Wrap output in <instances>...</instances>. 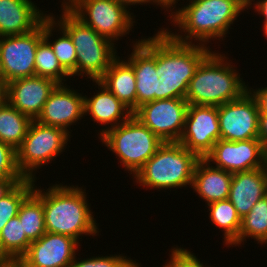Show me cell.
Wrapping results in <instances>:
<instances>
[{
  "label": "cell",
  "mask_w": 267,
  "mask_h": 267,
  "mask_svg": "<svg viewBox=\"0 0 267 267\" xmlns=\"http://www.w3.org/2000/svg\"><path fill=\"white\" fill-rule=\"evenodd\" d=\"M159 29L153 37L140 40L156 56L158 100L185 99L189 81L212 49L209 45L177 42L163 28Z\"/></svg>",
  "instance_id": "1"
},
{
  "label": "cell",
  "mask_w": 267,
  "mask_h": 267,
  "mask_svg": "<svg viewBox=\"0 0 267 267\" xmlns=\"http://www.w3.org/2000/svg\"><path fill=\"white\" fill-rule=\"evenodd\" d=\"M186 6L174 9L170 23L178 27L175 33L163 28L174 40L207 46L213 39L223 40L234 21L245 10L234 0H187ZM184 34H183V33ZM180 33V34H179ZM195 38V39H194ZM194 39V42H193Z\"/></svg>",
  "instance_id": "2"
},
{
  "label": "cell",
  "mask_w": 267,
  "mask_h": 267,
  "mask_svg": "<svg viewBox=\"0 0 267 267\" xmlns=\"http://www.w3.org/2000/svg\"><path fill=\"white\" fill-rule=\"evenodd\" d=\"M35 182L33 192L43 203L46 232L67 235L79 243L83 235H92V238L99 235V224L83 186L55 183L45 190L37 188Z\"/></svg>",
  "instance_id": "3"
},
{
  "label": "cell",
  "mask_w": 267,
  "mask_h": 267,
  "mask_svg": "<svg viewBox=\"0 0 267 267\" xmlns=\"http://www.w3.org/2000/svg\"><path fill=\"white\" fill-rule=\"evenodd\" d=\"M225 56L212 51L201 62L188 84L185 96L188 104L220 106L248 91V84Z\"/></svg>",
  "instance_id": "4"
},
{
  "label": "cell",
  "mask_w": 267,
  "mask_h": 267,
  "mask_svg": "<svg viewBox=\"0 0 267 267\" xmlns=\"http://www.w3.org/2000/svg\"><path fill=\"white\" fill-rule=\"evenodd\" d=\"M60 17L50 16L71 37L77 52L76 74L99 81L111 62L118 56L115 44L85 25L65 5H61ZM59 18V19H58ZM117 54V55H116Z\"/></svg>",
  "instance_id": "5"
},
{
  "label": "cell",
  "mask_w": 267,
  "mask_h": 267,
  "mask_svg": "<svg viewBox=\"0 0 267 267\" xmlns=\"http://www.w3.org/2000/svg\"><path fill=\"white\" fill-rule=\"evenodd\" d=\"M200 158L179 142H164L132 177L149 190L181 189L192 186L194 169Z\"/></svg>",
  "instance_id": "6"
},
{
  "label": "cell",
  "mask_w": 267,
  "mask_h": 267,
  "mask_svg": "<svg viewBox=\"0 0 267 267\" xmlns=\"http://www.w3.org/2000/svg\"><path fill=\"white\" fill-rule=\"evenodd\" d=\"M115 153L122 167L134 177L164 143L133 115L125 122L107 130L100 138Z\"/></svg>",
  "instance_id": "7"
},
{
  "label": "cell",
  "mask_w": 267,
  "mask_h": 267,
  "mask_svg": "<svg viewBox=\"0 0 267 267\" xmlns=\"http://www.w3.org/2000/svg\"><path fill=\"white\" fill-rule=\"evenodd\" d=\"M70 136L62 128L46 126L33 120L22 145L16 150L19 171L25 178L37 180V170L62 154L67 142L71 141Z\"/></svg>",
  "instance_id": "8"
},
{
  "label": "cell",
  "mask_w": 267,
  "mask_h": 267,
  "mask_svg": "<svg viewBox=\"0 0 267 267\" xmlns=\"http://www.w3.org/2000/svg\"><path fill=\"white\" fill-rule=\"evenodd\" d=\"M65 6L85 25L115 45L119 38L129 35L136 22L131 9L116 0H70Z\"/></svg>",
  "instance_id": "9"
},
{
  "label": "cell",
  "mask_w": 267,
  "mask_h": 267,
  "mask_svg": "<svg viewBox=\"0 0 267 267\" xmlns=\"http://www.w3.org/2000/svg\"><path fill=\"white\" fill-rule=\"evenodd\" d=\"M42 38L43 21L29 33L0 37V80L4 84L35 76V56Z\"/></svg>",
  "instance_id": "10"
},
{
  "label": "cell",
  "mask_w": 267,
  "mask_h": 267,
  "mask_svg": "<svg viewBox=\"0 0 267 267\" xmlns=\"http://www.w3.org/2000/svg\"><path fill=\"white\" fill-rule=\"evenodd\" d=\"M186 99H160L138 107L133 116L163 142H178L182 136L188 109Z\"/></svg>",
  "instance_id": "11"
},
{
  "label": "cell",
  "mask_w": 267,
  "mask_h": 267,
  "mask_svg": "<svg viewBox=\"0 0 267 267\" xmlns=\"http://www.w3.org/2000/svg\"><path fill=\"white\" fill-rule=\"evenodd\" d=\"M259 115L256 99L249 91L237 100L218 106L220 139L226 141L258 139Z\"/></svg>",
  "instance_id": "12"
},
{
  "label": "cell",
  "mask_w": 267,
  "mask_h": 267,
  "mask_svg": "<svg viewBox=\"0 0 267 267\" xmlns=\"http://www.w3.org/2000/svg\"><path fill=\"white\" fill-rule=\"evenodd\" d=\"M220 140L218 106L190 105L179 143L199 158H205Z\"/></svg>",
  "instance_id": "13"
},
{
  "label": "cell",
  "mask_w": 267,
  "mask_h": 267,
  "mask_svg": "<svg viewBox=\"0 0 267 267\" xmlns=\"http://www.w3.org/2000/svg\"><path fill=\"white\" fill-rule=\"evenodd\" d=\"M230 173L250 171L264 167V144L259 139L242 141L218 140L212 151L205 157Z\"/></svg>",
  "instance_id": "14"
},
{
  "label": "cell",
  "mask_w": 267,
  "mask_h": 267,
  "mask_svg": "<svg viewBox=\"0 0 267 267\" xmlns=\"http://www.w3.org/2000/svg\"><path fill=\"white\" fill-rule=\"evenodd\" d=\"M79 244L70 236L46 232L31 242L18 262L21 267H70L80 248Z\"/></svg>",
  "instance_id": "15"
},
{
  "label": "cell",
  "mask_w": 267,
  "mask_h": 267,
  "mask_svg": "<svg viewBox=\"0 0 267 267\" xmlns=\"http://www.w3.org/2000/svg\"><path fill=\"white\" fill-rule=\"evenodd\" d=\"M70 87L65 83L54 88L36 119L38 123L62 128L71 135L69 128L83 119L85 107L80 90Z\"/></svg>",
  "instance_id": "16"
},
{
  "label": "cell",
  "mask_w": 267,
  "mask_h": 267,
  "mask_svg": "<svg viewBox=\"0 0 267 267\" xmlns=\"http://www.w3.org/2000/svg\"><path fill=\"white\" fill-rule=\"evenodd\" d=\"M58 84L45 77H26L5 84L6 101L22 114L36 120Z\"/></svg>",
  "instance_id": "17"
},
{
  "label": "cell",
  "mask_w": 267,
  "mask_h": 267,
  "mask_svg": "<svg viewBox=\"0 0 267 267\" xmlns=\"http://www.w3.org/2000/svg\"><path fill=\"white\" fill-rule=\"evenodd\" d=\"M140 40L132 41L133 52L126 59L136 76V109L145 103L158 100L159 86L156 56Z\"/></svg>",
  "instance_id": "18"
},
{
  "label": "cell",
  "mask_w": 267,
  "mask_h": 267,
  "mask_svg": "<svg viewBox=\"0 0 267 267\" xmlns=\"http://www.w3.org/2000/svg\"><path fill=\"white\" fill-rule=\"evenodd\" d=\"M44 13L32 0H0V37L33 31L49 15Z\"/></svg>",
  "instance_id": "19"
},
{
  "label": "cell",
  "mask_w": 267,
  "mask_h": 267,
  "mask_svg": "<svg viewBox=\"0 0 267 267\" xmlns=\"http://www.w3.org/2000/svg\"><path fill=\"white\" fill-rule=\"evenodd\" d=\"M93 83L98 85L99 91L91 97L84 96V115H90L92 121L99 123V126L110 124L100 129L99 138L107 130L127 121L133 112L99 81Z\"/></svg>",
  "instance_id": "20"
},
{
  "label": "cell",
  "mask_w": 267,
  "mask_h": 267,
  "mask_svg": "<svg viewBox=\"0 0 267 267\" xmlns=\"http://www.w3.org/2000/svg\"><path fill=\"white\" fill-rule=\"evenodd\" d=\"M266 195L267 174L264 168L233 173L228 199L241 219Z\"/></svg>",
  "instance_id": "21"
},
{
  "label": "cell",
  "mask_w": 267,
  "mask_h": 267,
  "mask_svg": "<svg viewBox=\"0 0 267 267\" xmlns=\"http://www.w3.org/2000/svg\"><path fill=\"white\" fill-rule=\"evenodd\" d=\"M233 174L214 167L205 158L196 163L191 188L206 204L229 198Z\"/></svg>",
  "instance_id": "22"
},
{
  "label": "cell",
  "mask_w": 267,
  "mask_h": 267,
  "mask_svg": "<svg viewBox=\"0 0 267 267\" xmlns=\"http://www.w3.org/2000/svg\"><path fill=\"white\" fill-rule=\"evenodd\" d=\"M132 112L136 110V76L133 67L117 56L99 80Z\"/></svg>",
  "instance_id": "23"
},
{
  "label": "cell",
  "mask_w": 267,
  "mask_h": 267,
  "mask_svg": "<svg viewBox=\"0 0 267 267\" xmlns=\"http://www.w3.org/2000/svg\"><path fill=\"white\" fill-rule=\"evenodd\" d=\"M55 31H59L61 36L53 42L49 41ZM43 37L51 45L61 66L73 77L76 74V48L70 35L50 15L43 20Z\"/></svg>",
  "instance_id": "24"
},
{
  "label": "cell",
  "mask_w": 267,
  "mask_h": 267,
  "mask_svg": "<svg viewBox=\"0 0 267 267\" xmlns=\"http://www.w3.org/2000/svg\"><path fill=\"white\" fill-rule=\"evenodd\" d=\"M32 121L5 101L0 107V141L17 150L22 145Z\"/></svg>",
  "instance_id": "25"
},
{
  "label": "cell",
  "mask_w": 267,
  "mask_h": 267,
  "mask_svg": "<svg viewBox=\"0 0 267 267\" xmlns=\"http://www.w3.org/2000/svg\"><path fill=\"white\" fill-rule=\"evenodd\" d=\"M209 220L224 233L226 247L238 246V234L241 229V218L229 199L216 201L207 205ZM234 245V246H233Z\"/></svg>",
  "instance_id": "26"
},
{
  "label": "cell",
  "mask_w": 267,
  "mask_h": 267,
  "mask_svg": "<svg viewBox=\"0 0 267 267\" xmlns=\"http://www.w3.org/2000/svg\"><path fill=\"white\" fill-rule=\"evenodd\" d=\"M18 217L26 237L31 242L46 233L43 203L33 191L21 203Z\"/></svg>",
  "instance_id": "27"
},
{
  "label": "cell",
  "mask_w": 267,
  "mask_h": 267,
  "mask_svg": "<svg viewBox=\"0 0 267 267\" xmlns=\"http://www.w3.org/2000/svg\"><path fill=\"white\" fill-rule=\"evenodd\" d=\"M250 237L258 244H267V195L258 200L251 211L241 219L238 246L241 243L243 245L246 238Z\"/></svg>",
  "instance_id": "28"
},
{
  "label": "cell",
  "mask_w": 267,
  "mask_h": 267,
  "mask_svg": "<svg viewBox=\"0 0 267 267\" xmlns=\"http://www.w3.org/2000/svg\"><path fill=\"white\" fill-rule=\"evenodd\" d=\"M30 244L18 215L10 219L0 233V254L19 261Z\"/></svg>",
  "instance_id": "29"
},
{
  "label": "cell",
  "mask_w": 267,
  "mask_h": 267,
  "mask_svg": "<svg viewBox=\"0 0 267 267\" xmlns=\"http://www.w3.org/2000/svg\"><path fill=\"white\" fill-rule=\"evenodd\" d=\"M35 76L49 78L57 84H64L68 78H71V75L59 63L51 45L44 37L37 46Z\"/></svg>",
  "instance_id": "30"
},
{
  "label": "cell",
  "mask_w": 267,
  "mask_h": 267,
  "mask_svg": "<svg viewBox=\"0 0 267 267\" xmlns=\"http://www.w3.org/2000/svg\"><path fill=\"white\" fill-rule=\"evenodd\" d=\"M33 188L34 179L26 178L0 199V233L5 224L18 215L21 203L33 191Z\"/></svg>",
  "instance_id": "31"
},
{
  "label": "cell",
  "mask_w": 267,
  "mask_h": 267,
  "mask_svg": "<svg viewBox=\"0 0 267 267\" xmlns=\"http://www.w3.org/2000/svg\"><path fill=\"white\" fill-rule=\"evenodd\" d=\"M76 257L70 267H132L136 263V260L127 258L123 254L120 255V253L110 256H92L83 260Z\"/></svg>",
  "instance_id": "32"
},
{
  "label": "cell",
  "mask_w": 267,
  "mask_h": 267,
  "mask_svg": "<svg viewBox=\"0 0 267 267\" xmlns=\"http://www.w3.org/2000/svg\"><path fill=\"white\" fill-rule=\"evenodd\" d=\"M0 179H26L17 166L16 150L0 141Z\"/></svg>",
  "instance_id": "33"
},
{
  "label": "cell",
  "mask_w": 267,
  "mask_h": 267,
  "mask_svg": "<svg viewBox=\"0 0 267 267\" xmlns=\"http://www.w3.org/2000/svg\"><path fill=\"white\" fill-rule=\"evenodd\" d=\"M170 252V261L165 262L163 267H211L203 265L195 254L182 247L174 246Z\"/></svg>",
  "instance_id": "34"
},
{
  "label": "cell",
  "mask_w": 267,
  "mask_h": 267,
  "mask_svg": "<svg viewBox=\"0 0 267 267\" xmlns=\"http://www.w3.org/2000/svg\"><path fill=\"white\" fill-rule=\"evenodd\" d=\"M248 91L256 99L260 113H267V87L251 88L248 86Z\"/></svg>",
  "instance_id": "35"
},
{
  "label": "cell",
  "mask_w": 267,
  "mask_h": 267,
  "mask_svg": "<svg viewBox=\"0 0 267 267\" xmlns=\"http://www.w3.org/2000/svg\"><path fill=\"white\" fill-rule=\"evenodd\" d=\"M253 6H251L249 9H251L253 7V9L255 10L254 12H258V14L260 16H262L264 19L262 22L263 23V33H264V37L267 38V0H258L255 1L254 4H252Z\"/></svg>",
  "instance_id": "36"
},
{
  "label": "cell",
  "mask_w": 267,
  "mask_h": 267,
  "mask_svg": "<svg viewBox=\"0 0 267 267\" xmlns=\"http://www.w3.org/2000/svg\"><path fill=\"white\" fill-rule=\"evenodd\" d=\"M258 139L264 145L267 143V113H260L259 115Z\"/></svg>",
  "instance_id": "37"
},
{
  "label": "cell",
  "mask_w": 267,
  "mask_h": 267,
  "mask_svg": "<svg viewBox=\"0 0 267 267\" xmlns=\"http://www.w3.org/2000/svg\"><path fill=\"white\" fill-rule=\"evenodd\" d=\"M24 179H0V199L8 194L19 182Z\"/></svg>",
  "instance_id": "38"
},
{
  "label": "cell",
  "mask_w": 267,
  "mask_h": 267,
  "mask_svg": "<svg viewBox=\"0 0 267 267\" xmlns=\"http://www.w3.org/2000/svg\"><path fill=\"white\" fill-rule=\"evenodd\" d=\"M153 3H155L156 6H160L161 9L168 11L167 14L171 13L174 8H176V3H178L179 0H151ZM169 9H171L169 11Z\"/></svg>",
  "instance_id": "39"
},
{
  "label": "cell",
  "mask_w": 267,
  "mask_h": 267,
  "mask_svg": "<svg viewBox=\"0 0 267 267\" xmlns=\"http://www.w3.org/2000/svg\"><path fill=\"white\" fill-rule=\"evenodd\" d=\"M116 1L119 2L120 4H122L123 6H125L127 9L131 8V5L135 6L137 4H139V5L146 4V6H147V3H148V4L155 5L151 0H116Z\"/></svg>",
  "instance_id": "40"
},
{
  "label": "cell",
  "mask_w": 267,
  "mask_h": 267,
  "mask_svg": "<svg viewBox=\"0 0 267 267\" xmlns=\"http://www.w3.org/2000/svg\"><path fill=\"white\" fill-rule=\"evenodd\" d=\"M6 101L5 84L0 80V107Z\"/></svg>",
  "instance_id": "41"
},
{
  "label": "cell",
  "mask_w": 267,
  "mask_h": 267,
  "mask_svg": "<svg viewBox=\"0 0 267 267\" xmlns=\"http://www.w3.org/2000/svg\"><path fill=\"white\" fill-rule=\"evenodd\" d=\"M11 262L9 257L0 254V267H7Z\"/></svg>",
  "instance_id": "42"
},
{
  "label": "cell",
  "mask_w": 267,
  "mask_h": 267,
  "mask_svg": "<svg viewBox=\"0 0 267 267\" xmlns=\"http://www.w3.org/2000/svg\"><path fill=\"white\" fill-rule=\"evenodd\" d=\"M248 10L255 3V0H239ZM253 2V3H252Z\"/></svg>",
  "instance_id": "43"
},
{
  "label": "cell",
  "mask_w": 267,
  "mask_h": 267,
  "mask_svg": "<svg viewBox=\"0 0 267 267\" xmlns=\"http://www.w3.org/2000/svg\"><path fill=\"white\" fill-rule=\"evenodd\" d=\"M264 170L267 174V143L264 145Z\"/></svg>",
  "instance_id": "44"
},
{
  "label": "cell",
  "mask_w": 267,
  "mask_h": 267,
  "mask_svg": "<svg viewBox=\"0 0 267 267\" xmlns=\"http://www.w3.org/2000/svg\"><path fill=\"white\" fill-rule=\"evenodd\" d=\"M7 267H21L18 261H12Z\"/></svg>",
  "instance_id": "45"
},
{
  "label": "cell",
  "mask_w": 267,
  "mask_h": 267,
  "mask_svg": "<svg viewBox=\"0 0 267 267\" xmlns=\"http://www.w3.org/2000/svg\"><path fill=\"white\" fill-rule=\"evenodd\" d=\"M236 1L246 12V10H248L239 0H234Z\"/></svg>",
  "instance_id": "46"
},
{
  "label": "cell",
  "mask_w": 267,
  "mask_h": 267,
  "mask_svg": "<svg viewBox=\"0 0 267 267\" xmlns=\"http://www.w3.org/2000/svg\"><path fill=\"white\" fill-rule=\"evenodd\" d=\"M69 1H70V0H63L62 3H61V5H65V4H67Z\"/></svg>",
  "instance_id": "47"
},
{
  "label": "cell",
  "mask_w": 267,
  "mask_h": 267,
  "mask_svg": "<svg viewBox=\"0 0 267 267\" xmlns=\"http://www.w3.org/2000/svg\"><path fill=\"white\" fill-rule=\"evenodd\" d=\"M141 263H138V262H136L132 267H141V265H140Z\"/></svg>",
  "instance_id": "48"
}]
</instances>
